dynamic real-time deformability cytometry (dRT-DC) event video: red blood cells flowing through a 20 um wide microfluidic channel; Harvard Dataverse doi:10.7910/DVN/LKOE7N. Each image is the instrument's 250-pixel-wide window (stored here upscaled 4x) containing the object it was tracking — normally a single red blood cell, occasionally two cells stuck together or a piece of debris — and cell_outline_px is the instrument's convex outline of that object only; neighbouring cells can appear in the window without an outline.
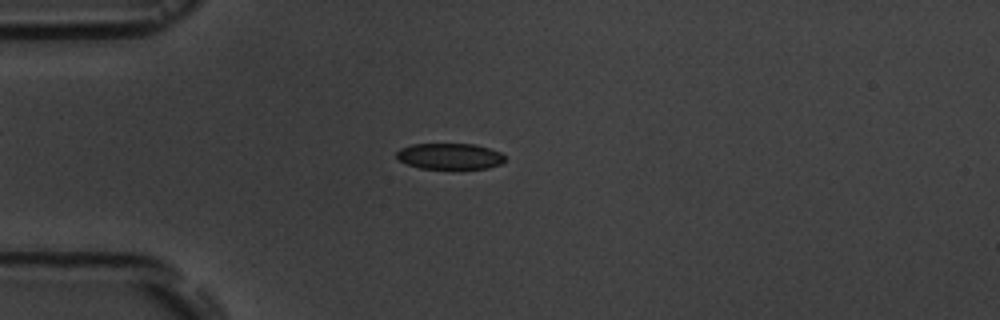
{"species": "common noctule bat (a hibernating species)", "species_latin": "Nyctalus noctula", "temperature_condition": "room temperature", "stored_images_in_passage": 4, "camera_frame_rate_fps": 3000, "um_per_image_px": 0.085, "animal": {"sex": "male", "body_mass_g": 19.5, "forearm_length_mm": 54.6}, "frame": {"image": 1, "passage_image": 3, "time_ms": 2.0, "image_size_px": [1000, 320], "cell_outline_px": [[504, 160], [500, 164], [488, 168], [420, 168], [408, 164], [400, 160], [396, 156], [396, 152], [400, 148], [412, 144], [472, 144], [488, 148], [500, 152], [504, 156]], "centroid_in_image_um": [38.21, 13.27], "position_along_channel_um": 46.8, "area_um2": 16.18}}
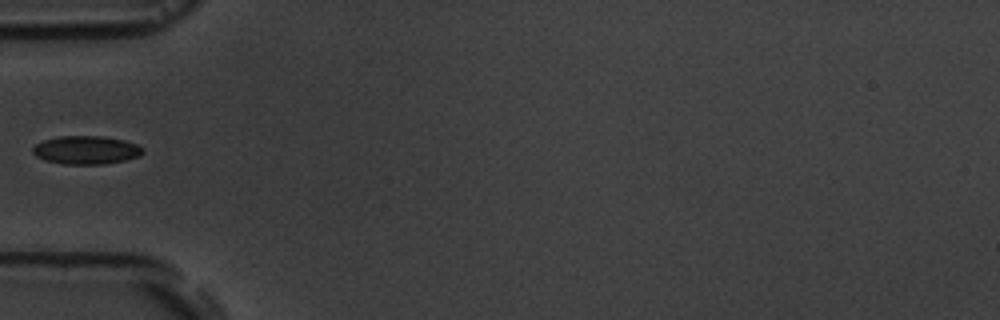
{"frame": {"image": 2, "passage_image": 4, "time_ms": 3.333, "image_size_px": [1000, 320], "cell_outline_px": [[144, 152], [140, 156], [124, 160], [104, 164], [64, 164], [44, 160], [36, 156], [32, 152], [32, 148], [36, 144], [44, 140], [60, 136], [104, 136], [124, 140], [136, 144], [144, 148]], "centroid_in_image_um": [7.33, 12.75], "position_along_channel_um": 77.7, "area_um2": 18.21}}